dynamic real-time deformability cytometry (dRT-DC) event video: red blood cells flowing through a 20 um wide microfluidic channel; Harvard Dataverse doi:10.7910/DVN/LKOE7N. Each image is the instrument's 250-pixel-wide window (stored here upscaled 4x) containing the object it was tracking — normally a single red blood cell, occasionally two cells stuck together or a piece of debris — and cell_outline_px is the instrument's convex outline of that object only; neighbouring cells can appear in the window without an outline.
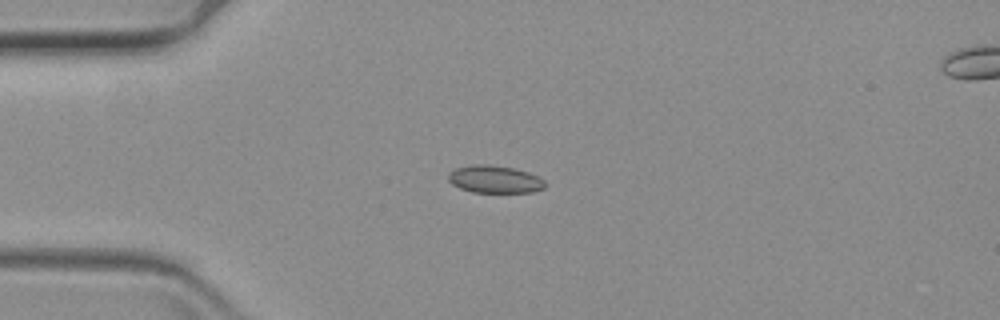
{"species": "common noctule bat (a hibernating species)", "species_latin": "Nyctalus noctula", "temperature_condition": "warm", "stored_images_in_passage": 47, "camera_frame_rate_fps": 3000, "um_per_image_px": 0.085, "animal": {"sex": "female", "body_mass_g": 19.3, "forearm_length_mm": 54.1}, "frame": {"image": 1, "passage_image": 1, "time_ms": 0.0, "image_size_px": [1000, 320], "cell_outline_px": [[544, 188], [532, 192], [472, 192], [460, 188], [452, 184], [448, 180], [448, 172], [456, 168], [472, 164], [488, 164], [516, 168], [528, 172], [544, 180]], "centroid_in_image_um": [42.02, 15.23], "position_along_channel_um": 43.0, "area_um2": 15.55}}
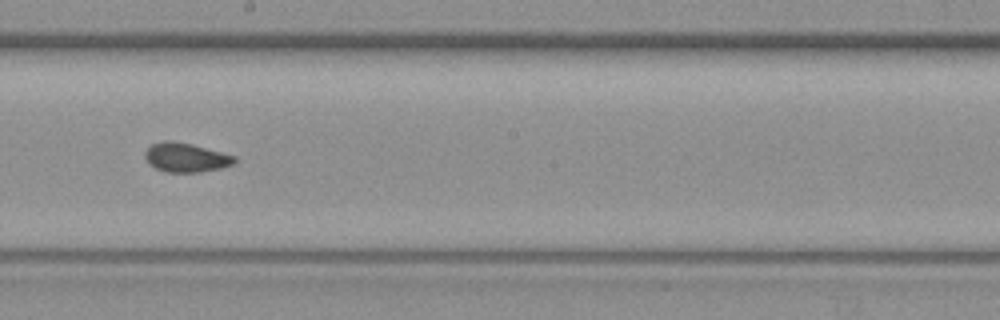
{"frame": {"image": 2, "passage_image": 20, "time_ms": 6.333, "image_size_px": [1000, 320], "cell_outline_px": [[236, 160], [232, 164], [220, 168], [200, 172], [168, 172], [156, 168], [148, 164], [144, 156], [144, 152], [152, 144], [164, 140], [172, 140], [192, 144], [236, 156]], "centroid_in_image_um": [15.77, 13.38], "position_along_channel_um": 232.4, "area_um2": 15.2}}
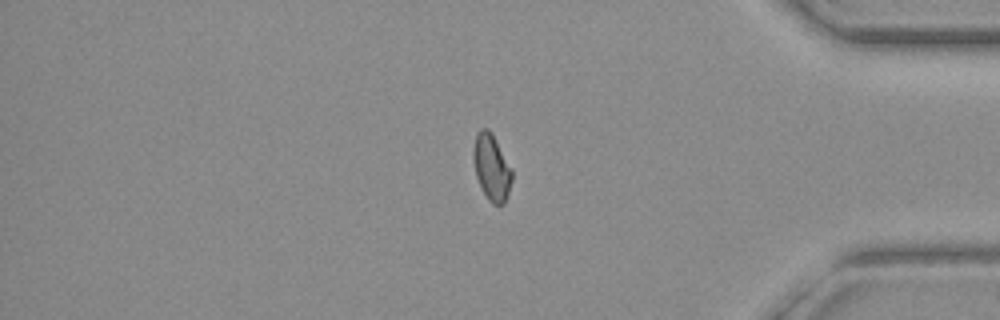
{"frame": {"image": 3, "passage_image": 37, "time_ms": 12.0, "image_size_px": [1000, 320], "cell_outline_px": [[512, 180], [504, 204], [492, 204], [488, 200], [476, 176], [472, 156], [472, 152], [476, 132], [480, 128], [488, 128], [512, 168]], "centroid_in_image_um": [41.77, 14.21], "position_along_channel_um": 393.4, "area_um2": 14.8}}